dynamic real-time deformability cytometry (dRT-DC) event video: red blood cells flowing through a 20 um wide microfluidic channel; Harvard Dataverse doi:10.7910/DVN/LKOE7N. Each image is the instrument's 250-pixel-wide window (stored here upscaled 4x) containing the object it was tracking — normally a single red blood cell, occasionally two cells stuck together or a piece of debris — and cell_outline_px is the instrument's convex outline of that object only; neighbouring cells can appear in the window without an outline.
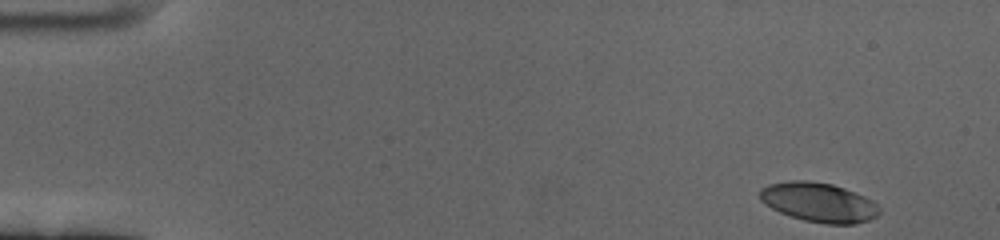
{"species": "human", "species_latin": "Homo sapiens", "temperature_condition": "cold", "stored_images_in_passage": 56, "camera_frame_rate_fps": 3000, "um_per_image_px": 0.085, "donor": {"sex": "female"}, "frame": {"image": 1, "passage_image": 1, "time_ms": 0.0, "image_size_px": [1000, 240], "cell_outline_px": [[880, 212], [876, 216], [868, 220], [856, 224], [828, 224], [804, 220], [780, 212], [764, 204], [760, 200], [760, 188], [768, 184], [792, 180], [804, 180], [832, 184], [844, 188], [864, 196], [872, 200], [880, 208]], "centroid_in_image_um": [69.59, 17.19], "position_along_channel_um": 15.4, "area_um2": 27.34}}
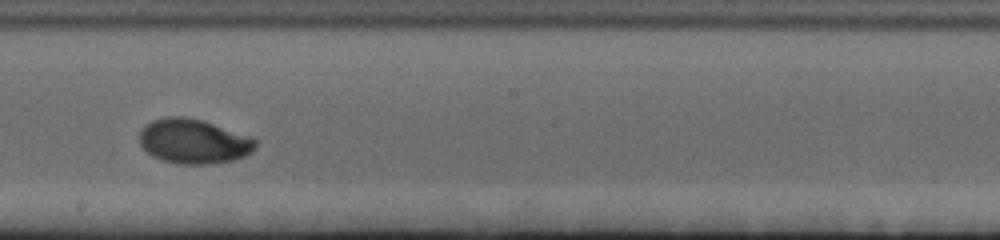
{"frame": {"image": 2, "passage_image": 31, "time_ms": 10.0, "image_size_px": [1000, 240], "cell_outline_px": [[256, 148], [252, 152], [244, 156], [232, 160], [212, 164], [176, 164], [160, 160], [152, 156], [140, 144], [140, 132], [144, 124], [152, 120], [168, 116], [180, 116], [200, 120], [252, 136], [256, 140]], "centroid_in_image_um": [16.45, 12.02], "position_along_channel_um": 231.7, "area_um2": 30.29}}
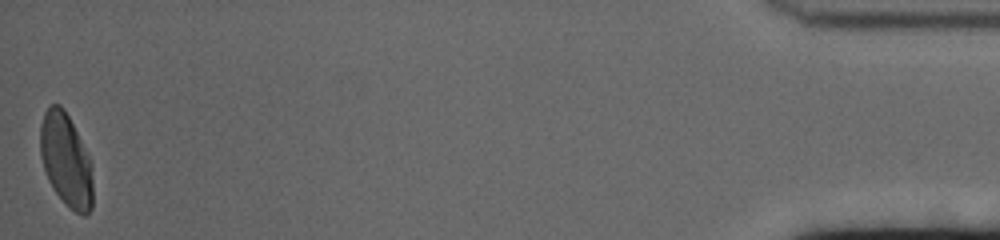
{"frame": {"image": 3, "passage_image": 56, "time_ms": 18.333, "image_size_px": [1000, 240], "cell_outline_px": [[92, 208], [84, 216], [76, 212], [56, 192], [48, 180], [40, 156], [40, 124], [44, 112], [48, 104], [60, 104], [64, 108], [88, 156], [92, 180]], "centroid_in_image_um": [5.57, 13.56], "position_along_channel_um": 429.6, "area_um2": 27.92}, "authors_computed_cell_mechanics": {"area_um2": 28.4376, "velocity_mm_per_s": 3.4144, "shape_relaxation_time_tau1_ms": 4.0021, "shape_relaxation_time_tau2_ms": null, "deformation_change_tau1": 0.1706, "deformation_change_tau2": null}}